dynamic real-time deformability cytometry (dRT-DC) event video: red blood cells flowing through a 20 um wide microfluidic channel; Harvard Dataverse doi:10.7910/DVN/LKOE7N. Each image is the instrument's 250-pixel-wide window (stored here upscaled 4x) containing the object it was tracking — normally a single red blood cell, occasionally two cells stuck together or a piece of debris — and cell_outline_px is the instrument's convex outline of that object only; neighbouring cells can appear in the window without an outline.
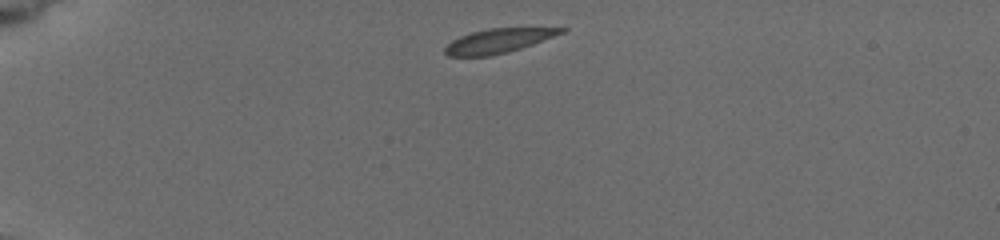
{"species": "common noctule bat (a hibernating species)", "species_latin": "Nyctalus noctula", "temperature_condition": "cold", "stored_images_in_passage": 5, "camera_frame_rate_fps": 3000, "um_per_image_px": 0.085, "animal": {"sex": "female", "body_mass_g": 19.5, "forearm_length_mm": 54.1}, "frame": {"image": 1, "passage_image": 1, "time_ms": 0.0, "image_size_px": [1000, 240], "cell_outline_px": [[568, 28], [564, 32], [532, 44], [508, 52], [488, 56], [448, 56], [444, 52], [444, 48], [452, 40], [460, 36], [472, 32], [488, 28]], "centroid_in_image_um": [42.31, 3.47], "position_along_channel_um": 42.7, "area_um2": 16.18}}
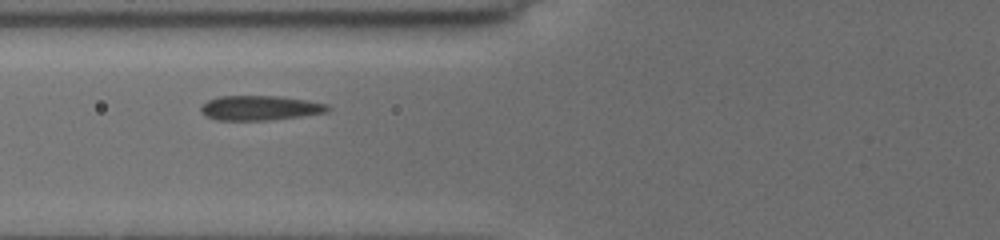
{"frame": {"image": 2, "passage_image": 4, "time_ms": 3.0, "image_size_px": [1000, 240], "cell_outline_px": [[332, 108], [328, 112], [300, 116], [264, 120], [216, 120], [208, 116], [200, 108], [200, 104], [208, 100], [220, 96], [280, 96], [308, 100], [328, 104]], "centroid_in_image_um": [22.14, 9.16], "position_along_channel_um": 103.7, "area_um2": 18.21}}